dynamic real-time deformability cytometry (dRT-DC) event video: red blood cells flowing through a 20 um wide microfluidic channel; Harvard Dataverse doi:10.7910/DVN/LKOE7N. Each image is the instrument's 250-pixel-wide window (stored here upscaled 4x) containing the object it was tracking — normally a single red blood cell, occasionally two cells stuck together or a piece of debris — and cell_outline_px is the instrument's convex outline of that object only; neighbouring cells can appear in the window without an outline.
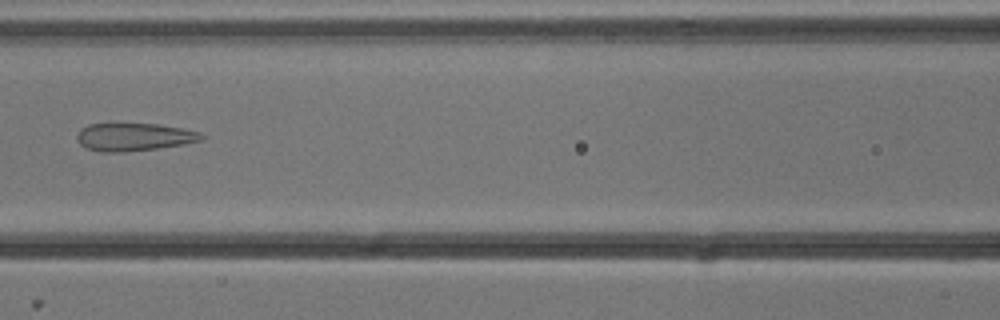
{"species": "common noctule bat (a hibernating species)", "species_latin": "Nyctalus noctula", "temperature_condition": "cold", "stored_images_in_passage": 6, "camera_frame_rate_fps": 3000, "um_per_image_px": 0.085, "animal": {"sex": "male", "body_mass_g": 13.3}, "frame": {"image": 1, "passage_image": 6, "time_ms": 1.667, "image_size_px": [1000, 320], "cell_outline_px": [[204, 136], [200, 140], [184, 144], [156, 148], [124, 152], [100, 152], [84, 148], [76, 140], [76, 136], [80, 128], [88, 124], [108, 120], [116, 120], [160, 124], [184, 128], [200, 132]], "centroid_in_image_um": [11.28, 11.57], "position_along_channel_um": 155.3, "area_um2": 21.44}}